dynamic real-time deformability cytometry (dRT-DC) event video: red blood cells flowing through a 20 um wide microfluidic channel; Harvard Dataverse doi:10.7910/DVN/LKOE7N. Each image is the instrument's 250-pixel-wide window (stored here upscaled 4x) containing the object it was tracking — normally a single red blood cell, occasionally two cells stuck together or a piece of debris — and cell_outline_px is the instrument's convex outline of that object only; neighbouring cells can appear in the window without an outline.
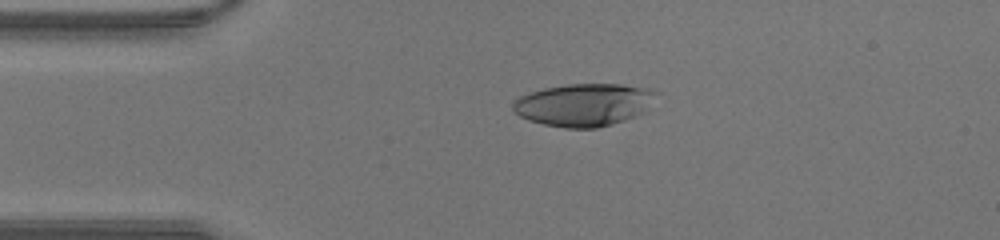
{"species": "human", "species_latin": "Homo sapiens", "temperature_condition": "warm", "stored_images_in_passage": 34, "camera_frame_rate_fps": 3000, "um_per_image_px": 0.085, "donor": {"sex": "male"}, "frame": {"image": 1, "passage_image": 1, "time_ms": 0.0, "image_size_px": [1000, 240], "cell_outline_px": [[660, 92], [648, 112], [612, 124], [596, 128], [564, 128], [544, 124], [528, 120], [512, 112], [512, 100], [520, 96], [544, 88], [568, 84], [620, 84], [648, 88]], "centroid_in_image_um": [49.68, 8.9], "position_along_channel_um": 35.3, "area_um2": 36.13}}
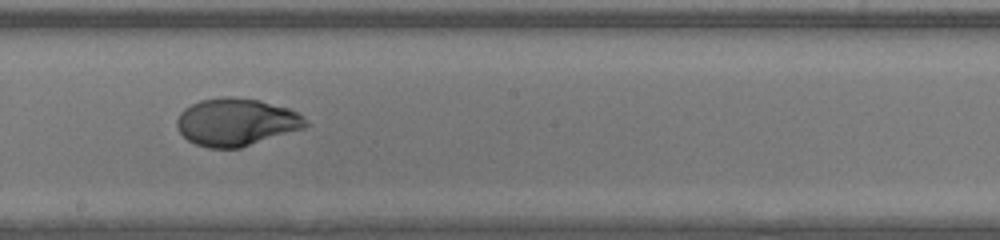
{"frame": {"image": 2, "passage_image": 15, "time_ms": 4.667, "image_size_px": [1000, 240], "cell_outline_px": [[312, 124], [304, 128], [240, 148], [208, 148], [196, 144], [188, 140], [176, 128], [176, 120], [180, 112], [184, 108], [200, 100], [224, 96], [232, 96], [260, 100], [288, 108], [304, 116]], "centroid_in_image_um": [20.09, 10.37], "position_along_channel_um": 228.1, "area_um2": 35.95}}
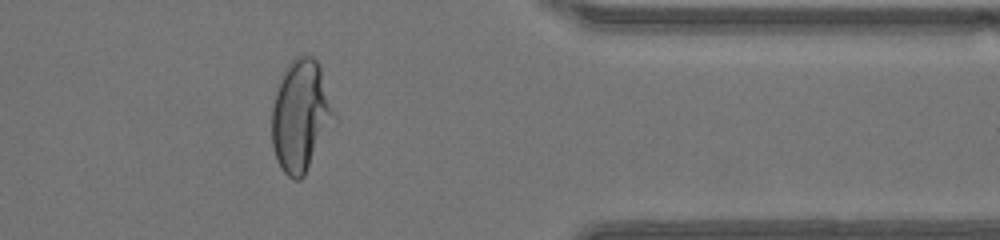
{"frame": {"image": 3, "passage_image": 26, "time_ms": 8.333, "image_size_px": [1000, 240], "cell_outline_px": [[336, 116], [304, 176], [300, 180], [292, 180], [280, 168], [276, 160], [272, 144], [272, 108], [276, 92], [284, 68], [296, 56], [312, 56], [320, 64]], "centroid_in_image_um": [25.54, 9.84], "position_along_channel_um": 385.9, "area_um2": 40.29}}